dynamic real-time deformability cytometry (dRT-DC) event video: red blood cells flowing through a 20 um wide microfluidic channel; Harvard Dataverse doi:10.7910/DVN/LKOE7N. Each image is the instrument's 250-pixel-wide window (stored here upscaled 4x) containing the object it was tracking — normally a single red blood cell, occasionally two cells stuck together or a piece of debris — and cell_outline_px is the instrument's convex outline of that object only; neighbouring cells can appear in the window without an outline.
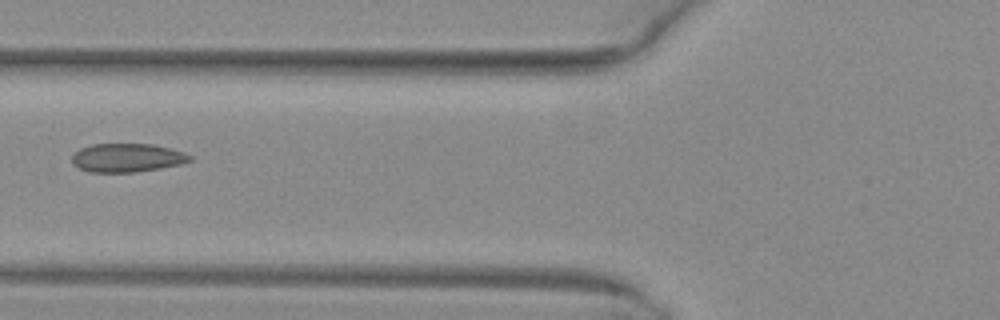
{"species": "common noctule bat (a hibernating species)", "species_latin": "Nyctalus noctula", "temperature_condition": "warm", "stored_images_in_passage": 6, "camera_frame_rate_fps": 3000, "um_per_image_px": 0.085, "animal": {"sex": "female", "body_mass_g": 29.2, "forearm_length_mm": 56.3}, "frame": {"image": 1, "passage_image": 6, "time_ms": 1.667, "image_size_px": [1000, 320], "cell_outline_px": [[192, 160], [180, 164], [160, 168], [136, 172], [88, 172], [72, 164], [72, 156], [80, 148], [92, 144], [152, 144], [184, 152], [192, 156]], "centroid_in_image_um": [10.79, 13.41], "position_along_channel_um": 115.0, "area_um2": 19.59}}